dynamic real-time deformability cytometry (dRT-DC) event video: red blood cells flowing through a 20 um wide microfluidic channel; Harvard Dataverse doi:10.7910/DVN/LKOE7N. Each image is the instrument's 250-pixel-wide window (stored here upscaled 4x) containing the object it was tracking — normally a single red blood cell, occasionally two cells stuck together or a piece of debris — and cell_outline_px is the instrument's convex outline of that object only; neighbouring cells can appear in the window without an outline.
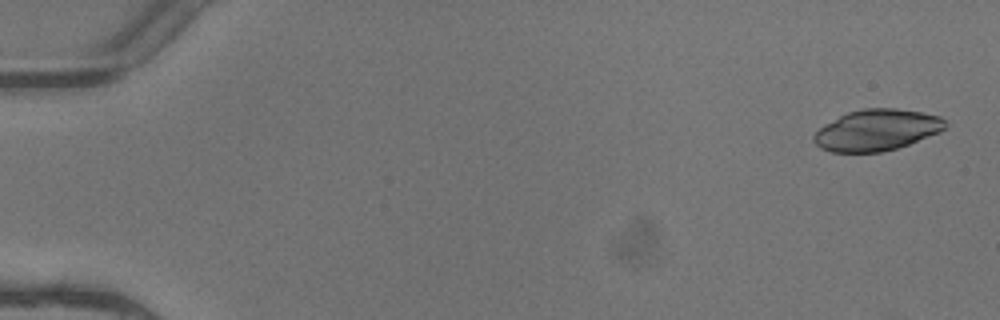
{"species": "common noctule bat (a hibernating species)", "species_latin": "Nyctalus noctula", "temperature_condition": "warm", "stored_images_in_passage": 5, "camera_frame_rate_fps": 3000, "um_per_image_px": 0.085, "animal": {"sex": "female"}, "frame": {"image": 1, "passage_image": 1, "time_ms": 0.0, "image_size_px": [1000, 320], "cell_outline_px": [[948, 124], [940, 132], [908, 144], [896, 148], [880, 152], [832, 152], [820, 148], [812, 140], [812, 136], [824, 124], [848, 112], [864, 108], [896, 108], [920, 112], [940, 116]], "centroid_in_image_um": [74.51, 11.05], "position_along_channel_um": 10.5, "area_um2": 31.44}}